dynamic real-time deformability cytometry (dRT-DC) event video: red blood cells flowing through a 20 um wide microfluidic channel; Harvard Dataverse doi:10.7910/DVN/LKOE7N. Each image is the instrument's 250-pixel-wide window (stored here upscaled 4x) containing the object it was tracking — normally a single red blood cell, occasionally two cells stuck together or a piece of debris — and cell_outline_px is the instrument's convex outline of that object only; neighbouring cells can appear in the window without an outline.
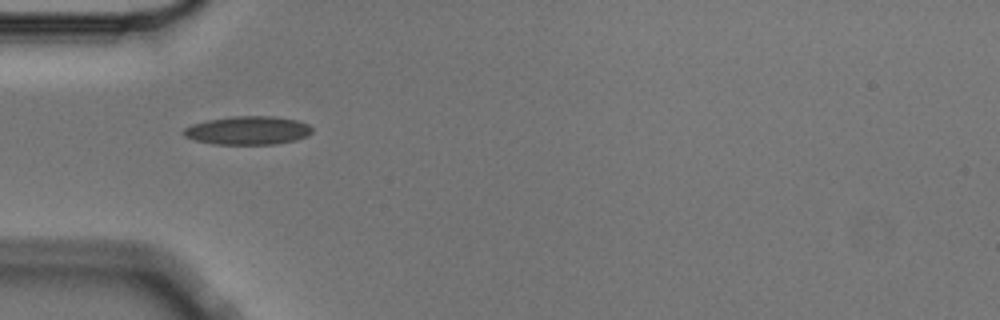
{"species": "Egyptian fruit bat (a non-hibernating species)", "species_latin": "Rousettus aegyptiacus", "temperature_condition": "cold", "stored_images_in_passage": 4, "camera_frame_rate_fps": 3000, "um_per_image_px": 0.085, "animal": {"sex": "male"}, "frame": {"image": 1, "passage_image": 1, "time_ms": 0.0, "image_size_px": [1000, 320], "cell_outline_px": [[312, 132], [308, 136], [296, 140], [276, 144], [216, 144], [196, 140], [184, 136], [180, 132], [184, 128], [192, 124], [208, 120], [232, 116], [276, 116], [296, 120], [308, 124], [312, 128]], "centroid_in_image_um": [21.08, 11.08], "position_along_channel_um": 63.9, "area_um2": 21.39}}
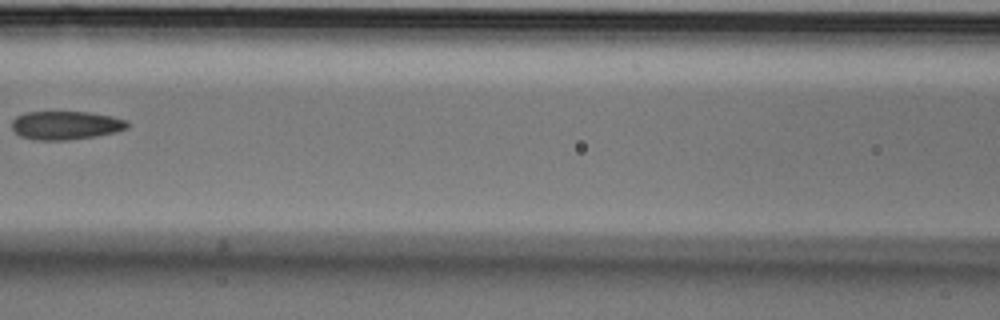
{"frame": {"image": 2, "passage_image": 3, "time_ms": 0.667, "image_size_px": [1000, 320], "cell_outline_px": [[128, 128], [116, 132], [96, 136], [68, 140], [32, 140], [20, 136], [12, 128], [12, 120], [16, 116], [24, 112], [88, 112], [112, 116], [128, 120]], "centroid_in_image_um": [5.59, 10.65], "position_along_channel_um": 161.0, "area_um2": 19.36}}
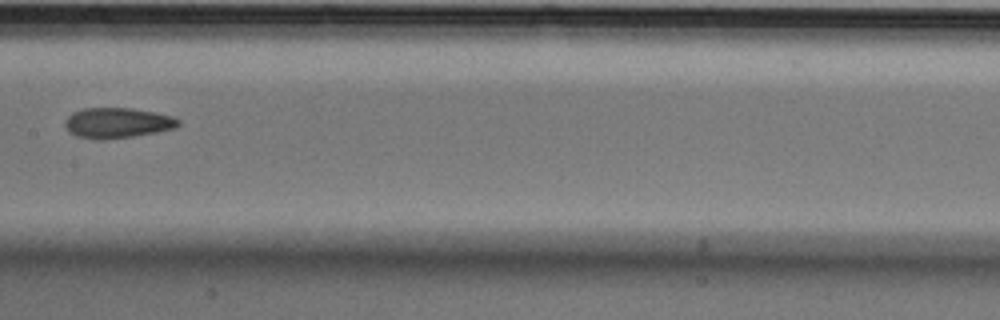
{"frame": {"image": 3, "passage_image": 4, "time_ms": 1.0, "image_size_px": [1000, 320], "cell_outline_px": [[180, 124], [176, 128], [156, 132], [132, 136], [104, 140], [92, 140], [76, 136], [68, 132], [64, 128], [64, 120], [72, 112], [84, 108], [132, 108], [156, 112], [172, 116], [180, 120]], "centroid_in_image_um": [9.93, 10.45], "position_along_channel_um": 197.5, "area_um2": 20.4}}